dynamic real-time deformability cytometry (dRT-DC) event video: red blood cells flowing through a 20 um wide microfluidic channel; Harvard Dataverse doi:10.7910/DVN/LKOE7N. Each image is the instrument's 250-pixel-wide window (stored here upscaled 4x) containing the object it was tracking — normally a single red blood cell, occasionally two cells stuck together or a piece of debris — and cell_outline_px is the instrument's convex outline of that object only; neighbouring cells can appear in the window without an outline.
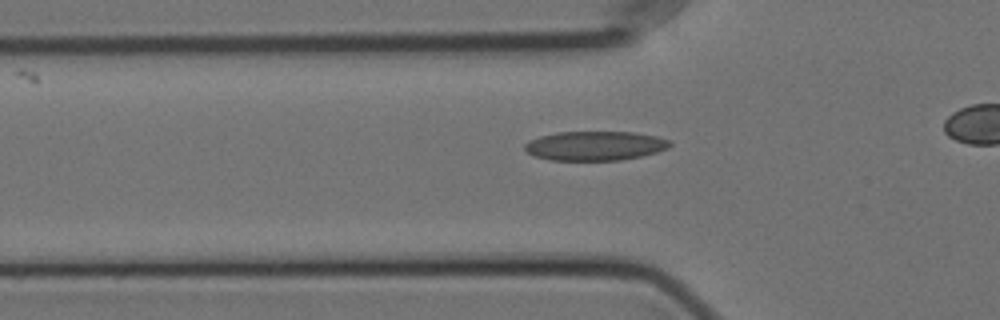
{"species": "Egyptian fruit bat (a non-hibernating species)", "species_latin": "Rousettus aegyptiacus", "temperature_condition": "cold", "stored_images_in_passage": 32, "camera_frame_rate_fps": 3000, "um_per_image_px": 0.085, "animal": {"sex": "female"}, "frame": {"image": 1, "passage_image": 5, "time_ms": 1.333, "image_size_px": [1000, 320], "cell_outline_px": [[672, 144], [668, 148], [656, 152], [640, 156], [620, 160], [552, 160], [536, 156], [528, 152], [524, 148], [524, 144], [528, 140], [540, 136], [556, 132], [632, 132], [656, 136], [668, 140]], "centroid_in_image_um": [50.56, 12.38], "position_along_channel_um": 75.2, "area_um2": 24.62}}
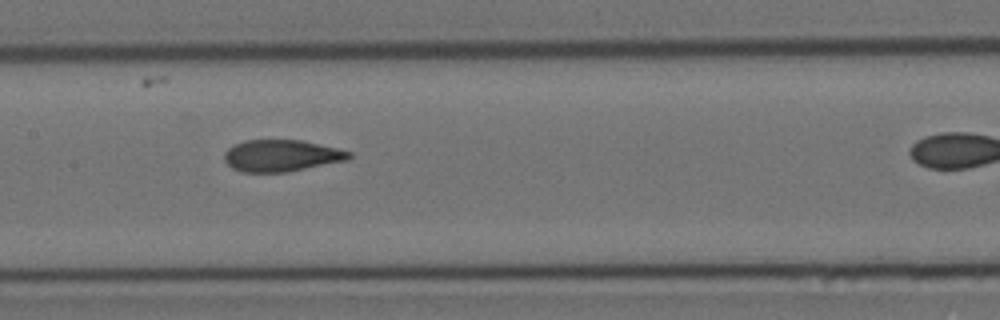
{"frame": {"image": 2, "passage_image": 14, "time_ms": 4.333, "image_size_px": [1000, 320], "cell_outline_px": [[352, 156], [348, 160], [288, 172], [244, 172], [232, 168], [224, 160], [224, 152], [232, 144], [244, 140], [300, 140], [336, 148], [352, 152]], "centroid_in_image_um": [23.9, 13.23], "position_along_channel_um": 183.5, "area_um2": 23.12}}
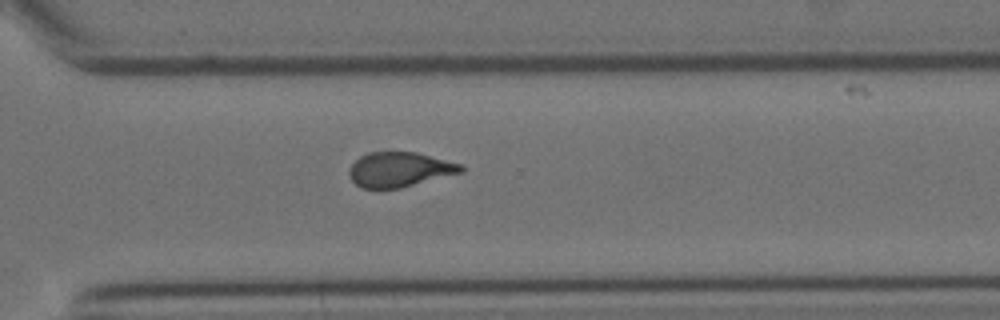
{"frame": {"image": 3, "passage_image": 27, "time_ms": 8.667, "image_size_px": [1000, 320], "cell_outline_px": [[464, 172], [400, 188], [360, 188], [348, 176], [348, 168], [360, 156], [368, 152], [416, 152], [464, 164]], "centroid_in_image_um": [33.98, 14.4], "position_along_channel_um": 336.6, "area_um2": 22.89}}